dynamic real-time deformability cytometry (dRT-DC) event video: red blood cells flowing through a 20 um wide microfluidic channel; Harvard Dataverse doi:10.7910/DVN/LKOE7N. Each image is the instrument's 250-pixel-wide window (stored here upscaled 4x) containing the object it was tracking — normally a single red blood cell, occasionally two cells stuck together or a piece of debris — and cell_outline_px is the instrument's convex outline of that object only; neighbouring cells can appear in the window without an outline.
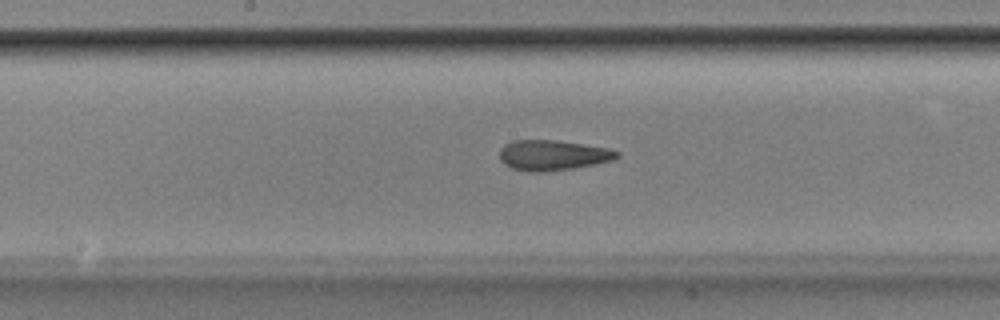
{"species": "Egyptian fruit bat (a non-hibernating species)", "species_latin": "Rousettus aegyptiacus", "temperature_condition": "room temperature", "stored_images_in_passage": 52, "camera_frame_rate_fps": 3000, "um_per_image_px": 0.085, "animal": {"sex": "male"}, "frame": {"image": 1, "passage_image": 27, "time_ms": 8.667, "image_size_px": [1000, 320], "cell_outline_px": [[620, 156], [612, 160], [596, 164], [572, 168], [544, 172], [532, 172], [512, 168], [504, 164], [500, 160], [500, 148], [504, 144], [512, 140], [556, 140], [608, 148], [620, 152]], "centroid_in_image_um": [46.97, 13.19], "position_along_channel_um": 201.2, "area_um2": 20.75}}
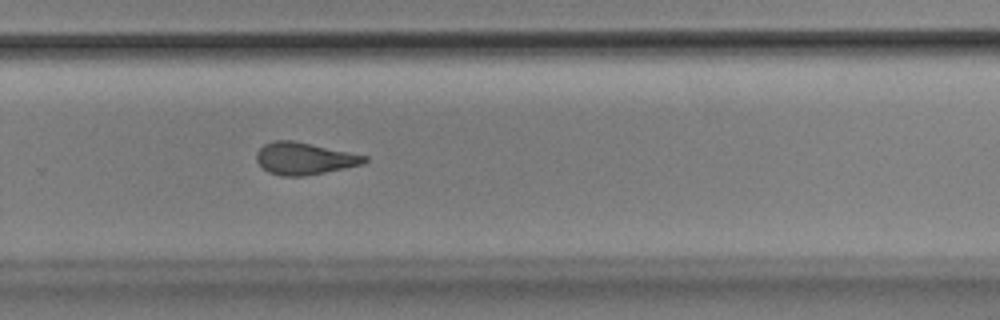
{"frame": {"image": 2, "passage_image": 35, "time_ms": 11.333, "image_size_px": [1000, 320], "cell_outline_px": [[368, 160], [364, 164], [304, 176], [280, 176], [268, 172], [256, 160], [256, 152], [264, 144], [276, 140], [292, 140], [312, 144], [368, 156]], "centroid_in_image_um": [25.86, 13.47], "position_along_channel_um": 303.9, "area_um2": 20.11}}
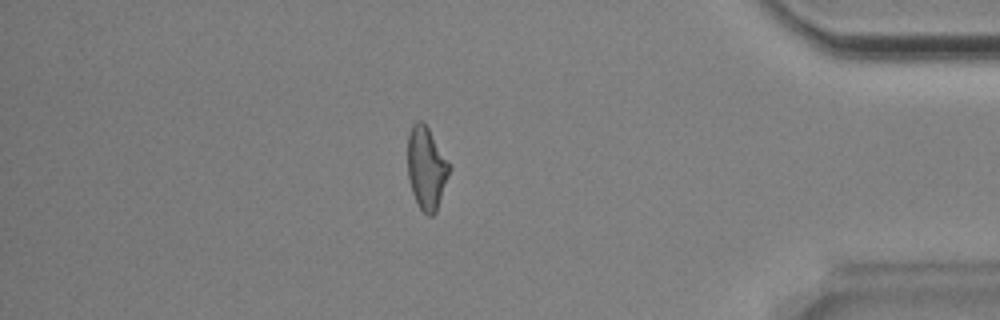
{"frame": {"image": 3, "passage_image": 45, "time_ms": 14.667, "image_size_px": [1000, 320], "cell_outline_px": [[452, 168], [436, 212], [432, 216], [428, 216], [420, 208], [412, 192], [408, 176], [408, 132], [412, 124], [416, 120], [420, 120], [428, 128]], "centroid_in_image_um": [36.25, 14.29], "position_along_channel_um": 399.0, "area_um2": 20.0}, "authors_computed_cell_mechanics": {"area_um2": 20.808, "velocity_mm_per_s": 3.871, "shape_relaxation_time_tau1_ms": 8.602, "shape_relaxation_time_tau2_ms": 2.0816, "deformation_change_tau1": 0.206, "deformation_change_tau2": 0.1109}}